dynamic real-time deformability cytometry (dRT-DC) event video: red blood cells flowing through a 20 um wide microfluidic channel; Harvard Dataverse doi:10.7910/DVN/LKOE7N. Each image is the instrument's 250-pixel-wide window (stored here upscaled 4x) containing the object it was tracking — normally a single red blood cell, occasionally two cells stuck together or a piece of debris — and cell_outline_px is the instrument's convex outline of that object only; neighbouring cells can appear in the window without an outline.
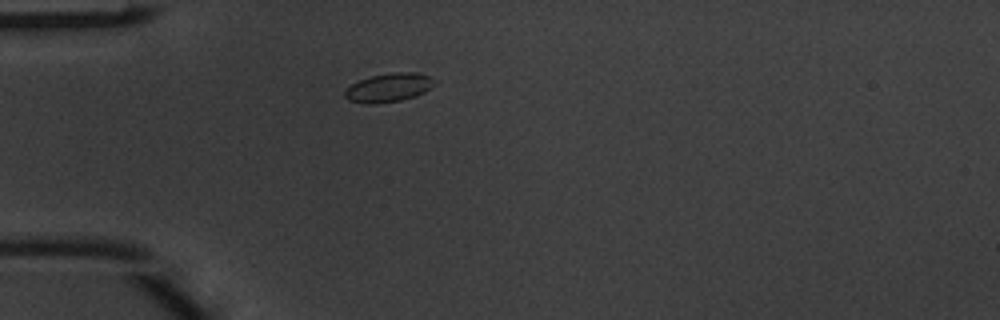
{"species": "common noctule bat (a hibernating species)", "species_latin": "Nyctalus noctula", "temperature_condition": "warm", "stored_images_in_passage": 1, "camera_frame_rate_fps": 3000, "um_per_image_px": 0.085, "animal": {"sex": "male", "body_mass_g": 20.1, "forearm_length_mm": 53.5}, "frame": {"image": 1, "passage_image": 1, "time_ms": 0.0, "image_size_px": [1000, 320], "cell_outline_px": [[428, 88], [424, 92], [400, 100], [376, 104], [364, 104], [348, 100], [344, 96], [344, 92], [352, 84], [360, 80], [372, 76], [392, 72], [416, 72], [428, 76]], "centroid_in_image_um": [32.91, 7.46], "position_along_channel_um": 52.1, "area_um2": 14.39}}